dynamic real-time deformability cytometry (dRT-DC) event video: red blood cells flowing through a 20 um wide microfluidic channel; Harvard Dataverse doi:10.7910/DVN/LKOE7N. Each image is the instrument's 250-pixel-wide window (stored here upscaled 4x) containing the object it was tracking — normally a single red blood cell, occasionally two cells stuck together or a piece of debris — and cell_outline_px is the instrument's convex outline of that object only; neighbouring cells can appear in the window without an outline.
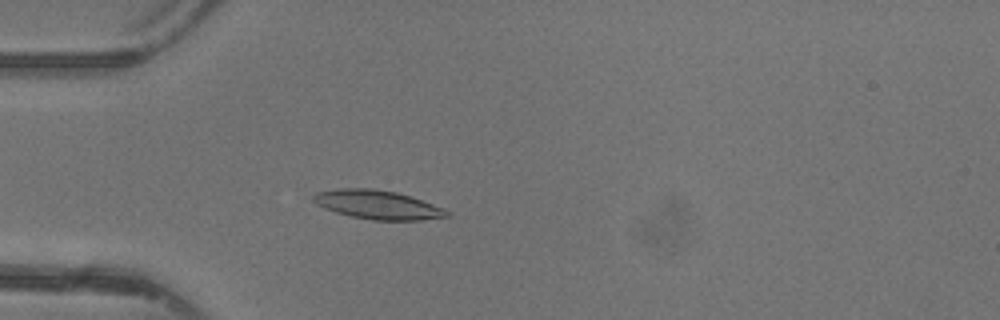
{"species": "common noctule bat (a hibernating species)", "species_latin": "Nyctalus noctula", "temperature_condition": "warm", "stored_images_in_passage": 47, "camera_frame_rate_fps": 3000, "um_per_image_px": 0.085, "animal": {"sex": "female"}, "frame": {"image": 1, "passage_image": 14, "time_ms": 4.333, "image_size_px": [1000, 320], "cell_outline_px": [[452, 216], [420, 220], [372, 220], [352, 216], [336, 212], [324, 208], [316, 204], [312, 200], [312, 196], [316, 192], [340, 188], [372, 188], [396, 192], [444, 208], [452, 212]], "centroid_in_image_um": [32.1, 17.4], "position_along_channel_um": 52.9, "area_um2": 22.43}}
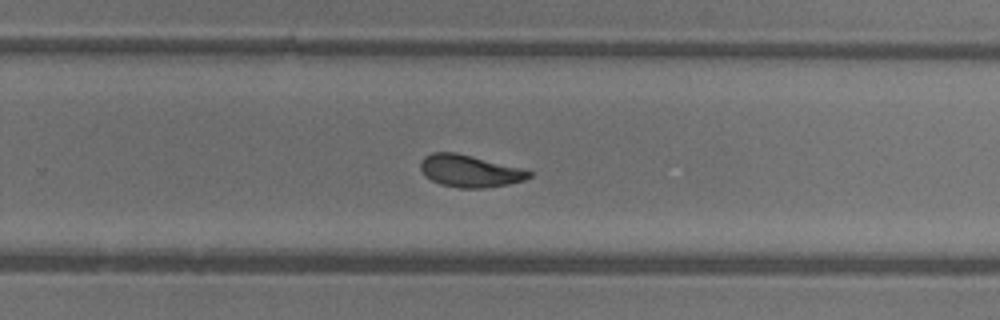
{"frame": {"image": 2, "passage_image": 31, "time_ms": 10.0, "image_size_px": [1000, 320], "cell_outline_px": [[532, 176], [524, 180], [508, 184], [484, 188], [460, 188], [440, 184], [424, 176], [420, 168], [420, 160], [424, 156], [432, 152], [456, 152], [520, 168], [532, 172]], "centroid_in_image_um": [39.88, 14.53], "position_along_channel_um": 289.9, "area_um2": 20.29}}
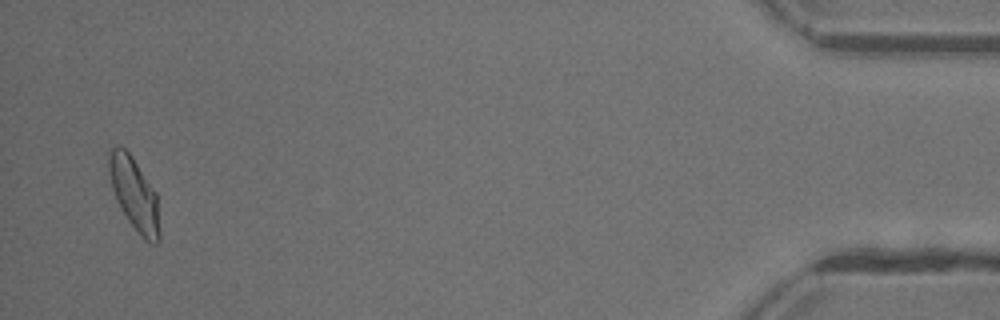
{"frame": {"image": 3, "passage_image": 46, "time_ms": 15.0, "image_size_px": [1000, 320], "cell_outline_px": [[160, 240], [156, 244], [148, 244], [140, 236], [128, 220], [120, 208], [116, 200], [112, 188], [108, 172], [108, 148], [116, 144], [120, 144], [132, 156], [156, 192], [160, 232]], "centroid_in_image_um": [11.4, 16.48], "position_along_channel_um": 423.8, "area_um2": 21.91}, "authors_computed_cell_mechanics": {"area_um2": 20.808, "velocity_mm_per_s": 4.3777, "shape_relaxation_time_tau1_ms": 3.2738, "shape_relaxation_time_tau2_ms": 1.5515, "deformation_change_tau1": 0.146, "deformation_change_tau2": 0.0829}}